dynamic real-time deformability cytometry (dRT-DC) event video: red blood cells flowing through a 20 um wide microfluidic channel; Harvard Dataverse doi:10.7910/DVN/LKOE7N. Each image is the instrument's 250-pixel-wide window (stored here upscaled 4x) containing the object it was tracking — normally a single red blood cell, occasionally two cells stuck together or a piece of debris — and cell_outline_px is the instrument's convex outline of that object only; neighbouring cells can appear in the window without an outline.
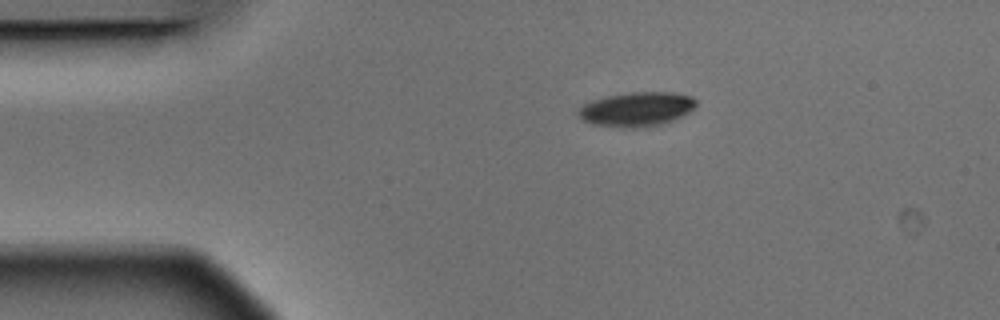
{"species": "Egyptian fruit bat (a non-hibernating species)", "species_latin": "Rousettus aegyptiacus", "temperature_condition": "warm", "stored_images_in_passage": 2, "camera_frame_rate_fps": 3000, "um_per_image_px": 0.085, "animal": {"sex": "male"}, "frame": {"image": 1, "passage_image": 1, "time_ms": 0.0, "image_size_px": [1000, 320], "cell_outline_px": [[696, 104], [688, 112], [672, 120], [660, 124], [632, 128], [624, 128], [592, 124], [580, 120], [576, 116], [576, 112], [584, 104], [592, 100], [608, 96], [628, 92], [672, 92], [692, 96], [696, 100]], "centroid_in_image_um": [54.05, 9.28], "position_along_channel_um": 31.0, "area_um2": 23.52}}